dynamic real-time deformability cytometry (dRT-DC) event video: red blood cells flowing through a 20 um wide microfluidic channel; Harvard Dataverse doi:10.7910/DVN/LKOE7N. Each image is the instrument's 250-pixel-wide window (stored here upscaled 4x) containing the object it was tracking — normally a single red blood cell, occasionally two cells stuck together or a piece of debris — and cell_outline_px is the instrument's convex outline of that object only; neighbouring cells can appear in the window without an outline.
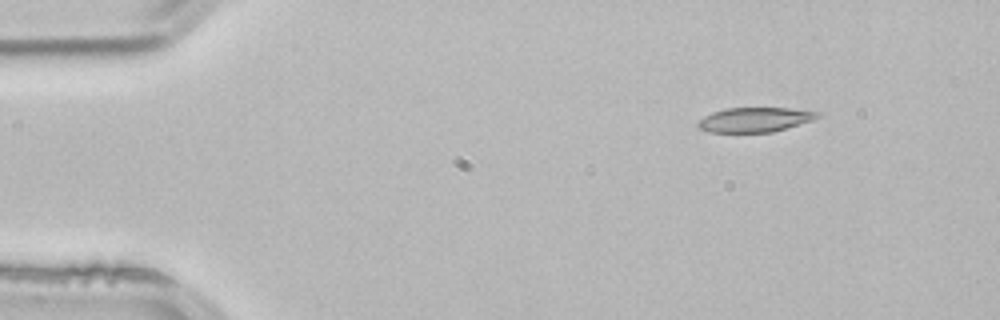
{"species": "common noctule bat (a hibernating species)", "species_latin": "Nyctalus noctula", "temperature_condition": "room temperature", "stored_images_in_passage": 3, "camera_frame_rate_fps": 3000, "um_per_image_px": 0.085, "animal": {"sex": "male", "body_mass_g": 21.5, "forearm_length_mm": 52.0}, "frame": {"image": 1, "passage_image": 1, "time_ms": 0.0, "image_size_px": [1000, 320], "cell_outline_px": [[820, 116], [812, 120], [772, 132], [708, 132], [700, 128], [696, 124], [704, 116], [712, 112], [728, 108], [788, 108], [820, 112]], "centroid_in_image_um": [64.14, 10.17], "position_along_channel_um": 20.9, "area_um2": 16.94}}
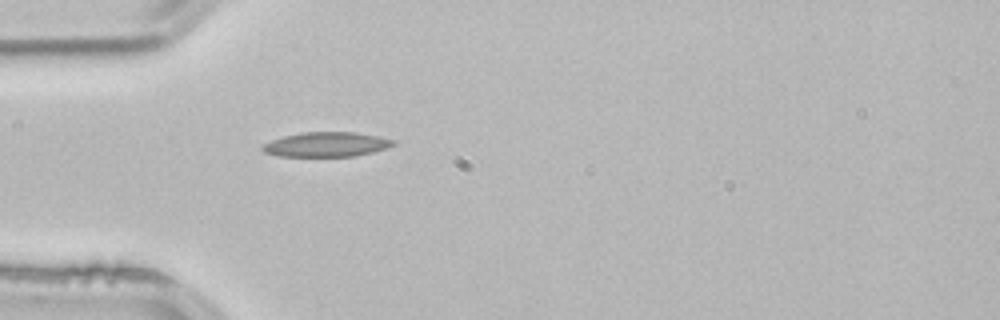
{"frame": {"image": 2, "passage_image": 3, "time_ms": 0.667, "image_size_px": [1000, 320], "cell_outline_px": [[396, 144], [372, 152], [356, 156], [280, 156], [264, 152], [260, 148], [264, 144], [272, 140], [284, 136], [300, 132], [356, 132], [380, 136], [396, 140]], "centroid_in_image_um": [27.77, 12.27], "position_along_channel_um": 57.2, "area_um2": 18.79}}